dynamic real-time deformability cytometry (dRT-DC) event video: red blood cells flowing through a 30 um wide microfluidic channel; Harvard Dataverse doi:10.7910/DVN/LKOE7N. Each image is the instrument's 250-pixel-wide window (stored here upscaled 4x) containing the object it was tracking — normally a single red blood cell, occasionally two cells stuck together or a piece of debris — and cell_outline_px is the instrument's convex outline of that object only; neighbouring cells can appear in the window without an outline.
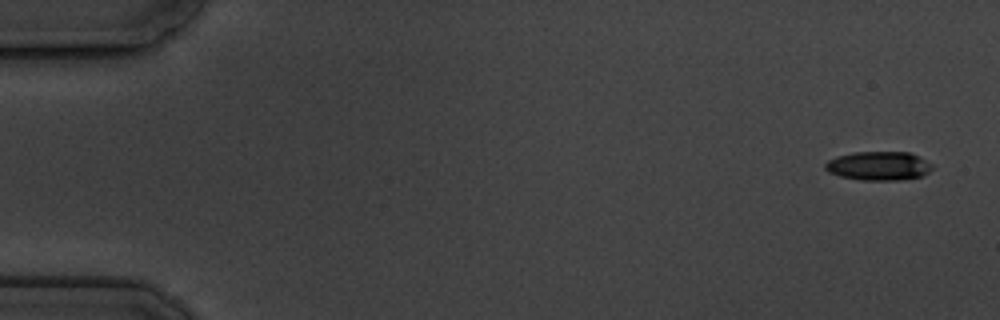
{"species": "common noctule bat (a hibernating species)", "species_latin": "Nyctalus noctula", "temperature_condition": "cold", "stored_images_in_passage": 13, "camera_frame_rate_fps": 3000, "um_per_image_px": 0.085, "animal": {"sex": "male", "body_mass_g": 19.5, "forearm_length_mm": 54.6}, "frame": {"image": 1, "passage_image": 1, "time_ms": 0.0, "image_size_px": [1000, 320], "cell_outline_px": [[932, 168], [924, 176], [900, 180], [860, 180], [840, 176], [828, 172], [824, 168], [824, 164], [828, 160], [836, 156], [852, 152], [908, 152], [932, 164]], "centroid_in_image_um": [74.64, 14.1], "position_along_channel_um": 10.4, "area_um2": 18.03}}
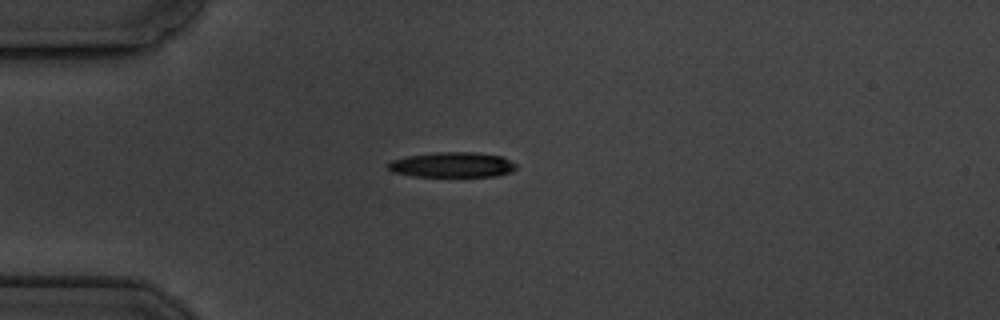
{"frame": {"image": 2, "passage_image": 4, "time_ms": 4.333, "image_size_px": [1000, 320], "cell_outline_px": [[516, 168], [512, 172], [496, 176], [412, 176], [392, 172], [388, 168], [388, 164], [392, 160], [408, 156], [436, 152], [476, 152], [504, 156], [516, 164]], "centroid_in_image_um": [38.48, 14.0], "position_along_channel_um": 46.5, "area_um2": 18.84}}
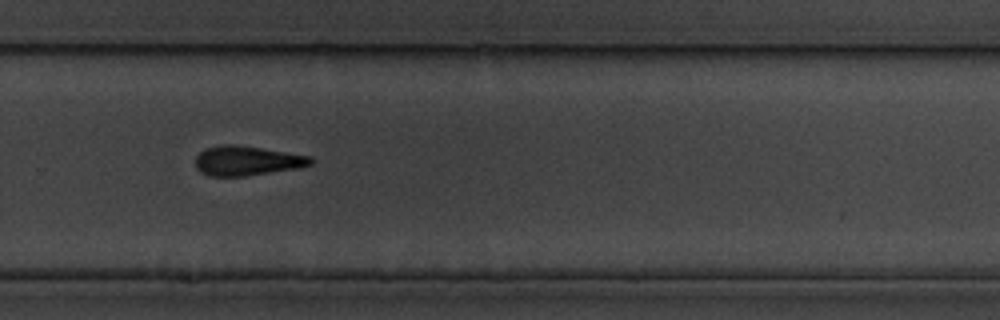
{"frame": {"image": 3, "passage_image": 11, "time_ms": 12.333, "image_size_px": [1000, 320], "cell_outline_px": [[312, 164], [300, 168], [244, 176], [208, 176], [200, 172], [196, 168], [196, 156], [200, 152], [208, 148], [224, 144], [232, 144], [260, 148], [312, 156]], "centroid_in_image_um": [20.99, 13.67], "position_along_channel_um": 308.8, "area_um2": 19.77}, "authors_computed_cell_mechanics": {"area_um2": 19.5364, "velocity_mm_per_s": 3.526, "shape_relaxation_time_tau1_ms": 4.5713, "shape_relaxation_time_tau2_ms": 2.9194, "deformation_change_tau1": 0.165, "deformation_change_tau2": 0.1232}}